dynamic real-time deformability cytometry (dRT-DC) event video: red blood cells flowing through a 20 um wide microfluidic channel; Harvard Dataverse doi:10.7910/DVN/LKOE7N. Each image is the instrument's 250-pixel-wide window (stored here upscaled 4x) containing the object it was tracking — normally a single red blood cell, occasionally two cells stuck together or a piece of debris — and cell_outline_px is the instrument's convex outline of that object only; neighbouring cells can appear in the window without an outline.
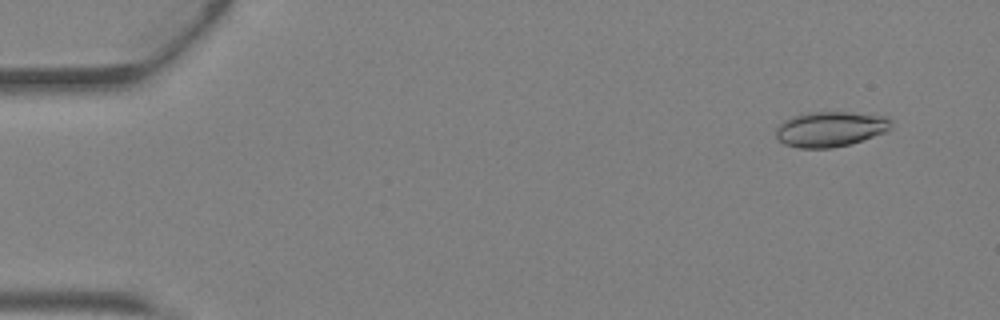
{"species": "Egyptian fruit bat (a non-hibernating species)", "species_latin": "Rousettus aegyptiacus", "temperature_condition": "warm", "stored_images_in_passage": 43, "camera_frame_rate_fps": 3000, "um_per_image_px": 0.085, "animal": {"sex": "female"}, "frame": {"image": 1, "passage_image": 4, "time_ms": 1.0, "image_size_px": [1000, 320], "cell_outline_px": [[892, 128], [888, 132], [848, 144], [832, 148], [796, 148], [784, 144], [776, 136], [776, 128], [784, 120], [792, 116], [804, 112], [848, 112], [888, 116], [892, 120]], "centroid_in_image_um": [70.6, 10.96], "position_along_channel_um": 14.4, "area_um2": 23.93}}
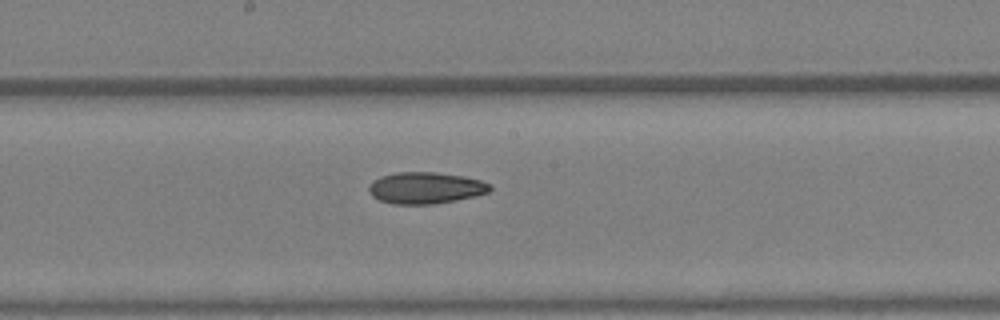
{"frame": {"image": 2, "passage_image": 24, "time_ms": 7.667, "image_size_px": [1000, 320], "cell_outline_px": [[492, 188], [488, 192], [456, 200], [432, 204], [392, 204], [380, 200], [372, 196], [368, 188], [380, 176], [396, 172], [436, 172], [460, 176], [480, 180], [492, 184]], "centroid_in_image_um": [36.17, 15.97], "position_along_channel_um": 212.0, "area_um2": 22.02}}
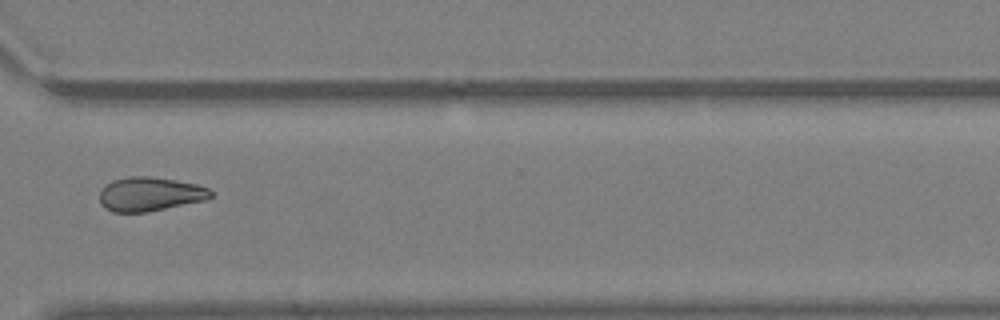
{"frame": {"image": 3, "passage_image": 33, "time_ms": 10.667, "image_size_px": [1000, 320], "cell_outline_px": [[212, 196], [208, 200], [148, 212], [112, 212], [104, 208], [100, 204], [100, 188], [104, 184], [112, 180], [128, 176], [152, 176], [196, 184], [208, 188], [212, 192]], "centroid_in_image_um": [12.72, 16.5], "position_along_channel_um": 357.9, "area_um2": 22.43}, "authors_computed_cell_mechanics": {"area_um2": 23.0044, "velocity_mm_per_s": 4.8605, "shape_relaxation_time_tau1_ms": null, "shape_relaxation_time_tau2_ms": 7.365, "deformation_change_tau1": null, "deformation_change_tau2": 0.1677}}